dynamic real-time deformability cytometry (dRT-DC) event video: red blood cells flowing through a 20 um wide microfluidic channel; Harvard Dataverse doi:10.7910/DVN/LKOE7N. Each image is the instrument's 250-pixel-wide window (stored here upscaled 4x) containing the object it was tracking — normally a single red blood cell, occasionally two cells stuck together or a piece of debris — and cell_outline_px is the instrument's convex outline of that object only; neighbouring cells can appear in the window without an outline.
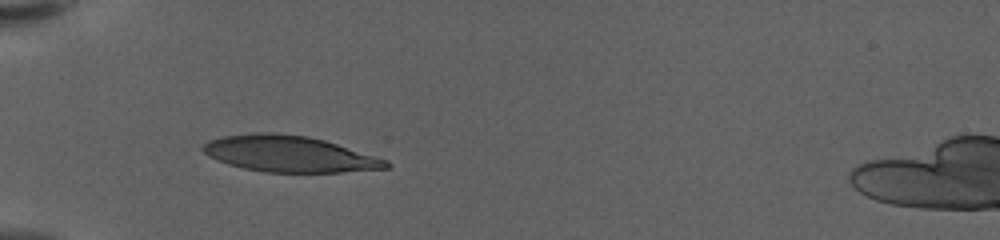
{"species": "human", "species_latin": "Homo sapiens", "temperature_condition": "warm", "stored_images_in_passage": 40, "camera_frame_rate_fps": 3000, "um_per_image_px": 0.085, "donor": {"sex": "female"}, "frame": {"image": 1, "passage_image": 1, "time_ms": 0.0, "image_size_px": [1000, 240], "cell_outline_px": [[392, 164], [388, 168], [340, 172], [264, 172], [244, 168], [228, 164], [216, 160], [208, 156], [200, 148], [208, 140], [220, 136], [256, 132], [276, 132], [308, 136], [324, 140], [388, 160]], "centroid_in_image_um": [24.55, 13.07], "position_along_channel_um": 60.5, "area_um2": 38.73}}
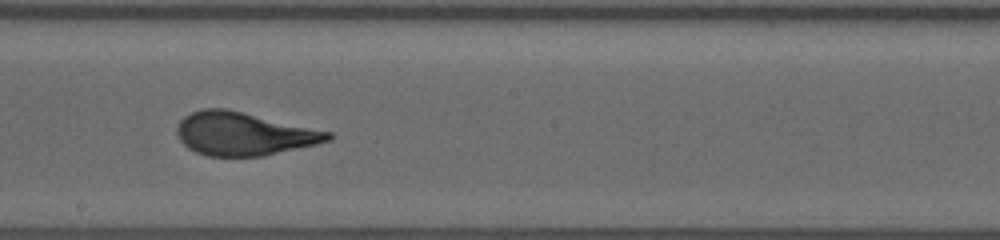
{"frame": {"image": 2, "passage_image": 16, "time_ms": 5.0, "image_size_px": [1000, 240], "cell_outline_px": [[336, 136], [332, 140], [316, 144], [264, 156], [208, 156], [196, 152], [188, 148], [180, 140], [176, 132], [176, 128], [180, 120], [184, 116], [200, 108], [224, 108], [332, 132]], "centroid_in_image_um": [20.72, 11.37], "position_along_channel_um": 227.5, "area_um2": 37.97}}
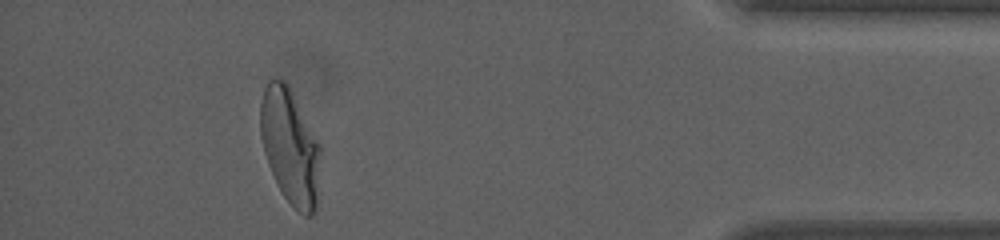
{"frame": {"image": 3, "passage_image": 35, "time_ms": 11.333, "image_size_px": [1000, 240], "cell_outline_px": [[320, 152], [316, 208], [312, 216], [304, 216], [296, 212], [292, 208], [284, 196], [268, 164], [264, 152], [260, 136], [260, 100], [264, 88], [268, 80], [284, 80], [288, 84], [320, 144]], "centroid_in_image_um": [24.64, 12.46], "position_along_channel_um": 410.6, "area_um2": 40.34}, "authors_computed_cell_mechanics": {"area_um2": 38.2058, "velocity_mm_per_s": 3.5641, "shape_relaxation_time_tau1_ms": 6.7637, "shape_relaxation_time_tau2_ms": null, "deformation_change_tau1": 0.277, "deformation_change_tau2": null}}